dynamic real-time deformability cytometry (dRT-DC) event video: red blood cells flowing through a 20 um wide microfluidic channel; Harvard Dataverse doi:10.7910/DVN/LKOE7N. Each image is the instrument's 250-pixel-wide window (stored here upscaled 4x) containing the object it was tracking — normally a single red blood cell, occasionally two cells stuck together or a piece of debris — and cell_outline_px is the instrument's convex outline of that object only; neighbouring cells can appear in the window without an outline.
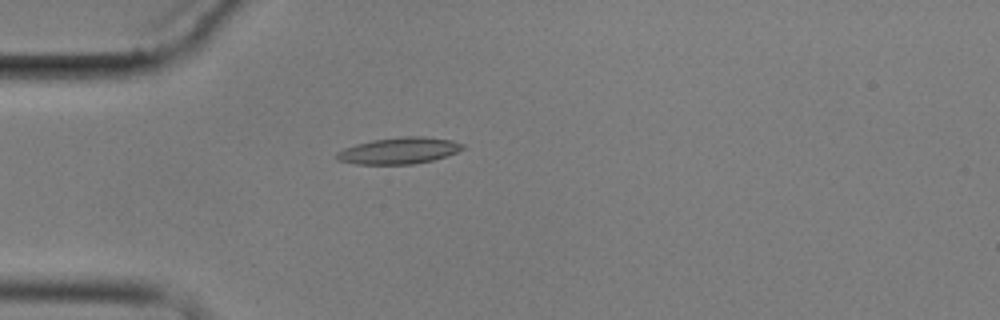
{"species": "common noctule bat (a hibernating species)", "species_latin": "Nyctalus noctula", "temperature_condition": "cold", "stored_images_in_passage": 4, "camera_frame_rate_fps": 3000, "um_per_image_px": 0.085, "animal": {"sex": "male", "body_mass_g": 17.9}, "frame": {"image": 1, "passage_image": 3, "time_ms": 2.333, "image_size_px": [1000, 320], "cell_outline_px": [[464, 148], [456, 152], [432, 160], [412, 164], [356, 164], [336, 160], [336, 152], [344, 148], [356, 144], [372, 140], [404, 136], [424, 136], [452, 140], [464, 144]], "centroid_in_image_um": [33.89, 12.8], "position_along_channel_um": 51.1, "area_um2": 19.36}}